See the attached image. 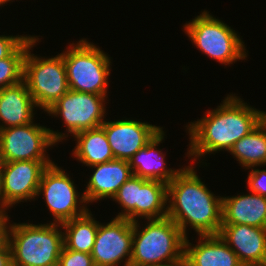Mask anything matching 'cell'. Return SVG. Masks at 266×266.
<instances>
[{"instance_id":"2e32d148","label":"cell","mask_w":266,"mask_h":266,"mask_svg":"<svg viewBox=\"0 0 266 266\" xmlns=\"http://www.w3.org/2000/svg\"><path fill=\"white\" fill-rule=\"evenodd\" d=\"M91 167L96 169L83 193L87 203L113 198L118 189L133 175L129 161L126 160L114 159Z\"/></svg>"},{"instance_id":"e0dca14e","label":"cell","mask_w":266,"mask_h":266,"mask_svg":"<svg viewBox=\"0 0 266 266\" xmlns=\"http://www.w3.org/2000/svg\"><path fill=\"white\" fill-rule=\"evenodd\" d=\"M222 224L266 228V197L256 193L222 197Z\"/></svg>"},{"instance_id":"7402d4cb","label":"cell","mask_w":266,"mask_h":266,"mask_svg":"<svg viewBox=\"0 0 266 266\" xmlns=\"http://www.w3.org/2000/svg\"><path fill=\"white\" fill-rule=\"evenodd\" d=\"M99 222L94 220L89 210L82 216L61 224L65 232L64 246L67 249L90 254L98 231Z\"/></svg>"},{"instance_id":"83f0119b","label":"cell","mask_w":266,"mask_h":266,"mask_svg":"<svg viewBox=\"0 0 266 266\" xmlns=\"http://www.w3.org/2000/svg\"><path fill=\"white\" fill-rule=\"evenodd\" d=\"M29 36H0V60L9 57Z\"/></svg>"},{"instance_id":"4316f807","label":"cell","mask_w":266,"mask_h":266,"mask_svg":"<svg viewBox=\"0 0 266 266\" xmlns=\"http://www.w3.org/2000/svg\"><path fill=\"white\" fill-rule=\"evenodd\" d=\"M248 175V187L250 192L266 197V170L254 169L252 167Z\"/></svg>"},{"instance_id":"8fae6325","label":"cell","mask_w":266,"mask_h":266,"mask_svg":"<svg viewBox=\"0 0 266 266\" xmlns=\"http://www.w3.org/2000/svg\"><path fill=\"white\" fill-rule=\"evenodd\" d=\"M52 161L4 162L0 184V208L35 199L44 170Z\"/></svg>"},{"instance_id":"ac0fdd59","label":"cell","mask_w":266,"mask_h":266,"mask_svg":"<svg viewBox=\"0 0 266 266\" xmlns=\"http://www.w3.org/2000/svg\"><path fill=\"white\" fill-rule=\"evenodd\" d=\"M34 107L37 106L24 81L0 89V120L5 124L0 129L33 122Z\"/></svg>"},{"instance_id":"8992f818","label":"cell","mask_w":266,"mask_h":266,"mask_svg":"<svg viewBox=\"0 0 266 266\" xmlns=\"http://www.w3.org/2000/svg\"><path fill=\"white\" fill-rule=\"evenodd\" d=\"M184 31L198 49L221 64H232L246 59L244 42L235 30L223 21L203 11L184 25Z\"/></svg>"},{"instance_id":"836d02e7","label":"cell","mask_w":266,"mask_h":266,"mask_svg":"<svg viewBox=\"0 0 266 266\" xmlns=\"http://www.w3.org/2000/svg\"><path fill=\"white\" fill-rule=\"evenodd\" d=\"M11 0H0V6L4 5L5 3L9 2Z\"/></svg>"},{"instance_id":"484cf974","label":"cell","mask_w":266,"mask_h":266,"mask_svg":"<svg viewBox=\"0 0 266 266\" xmlns=\"http://www.w3.org/2000/svg\"><path fill=\"white\" fill-rule=\"evenodd\" d=\"M58 266H95L91 254L77 252L63 246Z\"/></svg>"},{"instance_id":"3957f363","label":"cell","mask_w":266,"mask_h":266,"mask_svg":"<svg viewBox=\"0 0 266 266\" xmlns=\"http://www.w3.org/2000/svg\"><path fill=\"white\" fill-rule=\"evenodd\" d=\"M133 222L130 266H157L184 262L185 236L169 217L149 219L142 229Z\"/></svg>"},{"instance_id":"f1b7e54d","label":"cell","mask_w":266,"mask_h":266,"mask_svg":"<svg viewBox=\"0 0 266 266\" xmlns=\"http://www.w3.org/2000/svg\"><path fill=\"white\" fill-rule=\"evenodd\" d=\"M6 209L0 208V247H3L8 242L9 226H7L8 215Z\"/></svg>"},{"instance_id":"5bb4252c","label":"cell","mask_w":266,"mask_h":266,"mask_svg":"<svg viewBox=\"0 0 266 266\" xmlns=\"http://www.w3.org/2000/svg\"><path fill=\"white\" fill-rule=\"evenodd\" d=\"M219 236L236 253L243 266L266 262V228L222 224Z\"/></svg>"},{"instance_id":"ffe728a7","label":"cell","mask_w":266,"mask_h":266,"mask_svg":"<svg viewBox=\"0 0 266 266\" xmlns=\"http://www.w3.org/2000/svg\"><path fill=\"white\" fill-rule=\"evenodd\" d=\"M74 157L86 166H94L114 160L109 142L102 126L83 130L75 135Z\"/></svg>"},{"instance_id":"6da1fadb","label":"cell","mask_w":266,"mask_h":266,"mask_svg":"<svg viewBox=\"0 0 266 266\" xmlns=\"http://www.w3.org/2000/svg\"><path fill=\"white\" fill-rule=\"evenodd\" d=\"M246 104L235 94L228 95L218 108L191 122L187 127L190 135L187 155L197 159L222 149L229 152L235 142L265 119L266 112Z\"/></svg>"},{"instance_id":"1f68e13d","label":"cell","mask_w":266,"mask_h":266,"mask_svg":"<svg viewBox=\"0 0 266 266\" xmlns=\"http://www.w3.org/2000/svg\"><path fill=\"white\" fill-rule=\"evenodd\" d=\"M3 165H4V160L2 159V157L0 155V184H1V177H2Z\"/></svg>"},{"instance_id":"277c9868","label":"cell","mask_w":266,"mask_h":266,"mask_svg":"<svg viewBox=\"0 0 266 266\" xmlns=\"http://www.w3.org/2000/svg\"><path fill=\"white\" fill-rule=\"evenodd\" d=\"M61 224H11L8 243L12 251L13 266H58L64 246Z\"/></svg>"},{"instance_id":"7a4b0ae2","label":"cell","mask_w":266,"mask_h":266,"mask_svg":"<svg viewBox=\"0 0 266 266\" xmlns=\"http://www.w3.org/2000/svg\"><path fill=\"white\" fill-rule=\"evenodd\" d=\"M167 217L187 237L188 224L198 235H218L222 225V197L214 196L193 166L184 167L167 184Z\"/></svg>"},{"instance_id":"ba28073f","label":"cell","mask_w":266,"mask_h":266,"mask_svg":"<svg viewBox=\"0 0 266 266\" xmlns=\"http://www.w3.org/2000/svg\"><path fill=\"white\" fill-rule=\"evenodd\" d=\"M64 133L33 124L0 129V155L4 162L52 161L46 149L65 139ZM62 139V140H61Z\"/></svg>"},{"instance_id":"7c38bea8","label":"cell","mask_w":266,"mask_h":266,"mask_svg":"<svg viewBox=\"0 0 266 266\" xmlns=\"http://www.w3.org/2000/svg\"><path fill=\"white\" fill-rule=\"evenodd\" d=\"M133 245V222L114 218L106 225L99 223L91 256L95 266H117L125 259L130 266Z\"/></svg>"},{"instance_id":"d6a6232c","label":"cell","mask_w":266,"mask_h":266,"mask_svg":"<svg viewBox=\"0 0 266 266\" xmlns=\"http://www.w3.org/2000/svg\"><path fill=\"white\" fill-rule=\"evenodd\" d=\"M246 266H266V262L256 263V264H249V265H246Z\"/></svg>"},{"instance_id":"d4e9b609","label":"cell","mask_w":266,"mask_h":266,"mask_svg":"<svg viewBox=\"0 0 266 266\" xmlns=\"http://www.w3.org/2000/svg\"><path fill=\"white\" fill-rule=\"evenodd\" d=\"M146 178L132 175L117 191L112 198L124 209L116 218L136 221L139 188L147 181Z\"/></svg>"},{"instance_id":"4fadbf2b","label":"cell","mask_w":266,"mask_h":266,"mask_svg":"<svg viewBox=\"0 0 266 266\" xmlns=\"http://www.w3.org/2000/svg\"><path fill=\"white\" fill-rule=\"evenodd\" d=\"M104 128L115 159L129 161L155 137L162 127L135 120L104 122Z\"/></svg>"},{"instance_id":"5b68a950","label":"cell","mask_w":266,"mask_h":266,"mask_svg":"<svg viewBox=\"0 0 266 266\" xmlns=\"http://www.w3.org/2000/svg\"><path fill=\"white\" fill-rule=\"evenodd\" d=\"M67 49L61 54L70 90L107 96L110 57L86 39Z\"/></svg>"},{"instance_id":"52a82bcc","label":"cell","mask_w":266,"mask_h":266,"mask_svg":"<svg viewBox=\"0 0 266 266\" xmlns=\"http://www.w3.org/2000/svg\"><path fill=\"white\" fill-rule=\"evenodd\" d=\"M34 43L36 41L28 47L24 57L23 81L36 106L47 111L70 88L63 55L60 53L48 59L37 57L30 51Z\"/></svg>"},{"instance_id":"d6986e66","label":"cell","mask_w":266,"mask_h":266,"mask_svg":"<svg viewBox=\"0 0 266 266\" xmlns=\"http://www.w3.org/2000/svg\"><path fill=\"white\" fill-rule=\"evenodd\" d=\"M164 136L162 129L129 160L133 175L148 180H160L168 184L181 171V169H167L161 149H156L164 140Z\"/></svg>"},{"instance_id":"603a6c76","label":"cell","mask_w":266,"mask_h":266,"mask_svg":"<svg viewBox=\"0 0 266 266\" xmlns=\"http://www.w3.org/2000/svg\"><path fill=\"white\" fill-rule=\"evenodd\" d=\"M167 183L160 180H147L139 188L137 221L167 217ZM166 207V208H165Z\"/></svg>"},{"instance_id":"cb8c5ba5","label":"cell","mask_w":266,"mask_h":266,"mask_svg":"<svg viewBox=\"0 0 266 266\" xmlns=\"http://www.w3.org/2000/svg\"><path fill=\"white\" fill-rule=\"evenodd\" d=\"M36 37V38H35ZM30 36L9 56L0 60V89L23 81V63L28 47L37 36Z\"/></svg>"},{"instance_id":"f546056e","label":"cell","mask_w":266,"mask_h":266,"mask_svg":"<svg viewBox=\"0 0 266 266\" xmlns=\"http://www.w3.org/2000/svg\"><path fill=\"white\" fill-rule=\"evenodd\" d=\"M0 266H13L12 251L8 242L0 247Z\"/></svg>"},{"instance_id":"44dd1931","label":"cell","mask_w":266,"mask_h":266,"mask_svg":"<svg viewBox=\"0 0 266 266\" xmlns=\"http://www.w3.org/2000/svg\"><path fill=\"white\" fill-rule=\"evenodd\" d=\"M229 152L246 169L266 165V118L248 135L234 143Z\"/></svg>"},{"instance_id":"9c48e42d","label":"cell","mask_w":266,"mask_h":266,"mask_svg":"<svg viewBox=\"0 0 266 266\" xmlns=\"http://www.w3.org/2000/svg\"><path fill=\"white\" fill-rule=\"evenodd\" d=\"M67 175L56 164L49 165L42 174L37 192V196L43 193L56 224L82 216L88 211L87 206H84L85 203L87 204L84 194L79 198L80 193L78 194L74 182ZM82 203H84L83 206H80Z\"/></svg>"},{"instance_id":"30bf717a","label":"cell","mask_w":266,"mask_h":266,"mask_svg":"<svg viewBox=\"0 0 266 266\" xmlns=\"http://www.w3.org/2000/svg\"><path fill=\"white\" fill-rule=\"evenodd\" d=\"M104 95L69 90L46 112L64 120L70 134L101 126L105 121Z\"/></svg>"},{"instance_id":"9a60e30c","label":"cell","mask_w":266,"mask_h":266,"mask_svg":"<svg viewBox=\"0 0 266 266\" xmlns=\"http://www.w3.org/2000/svg\"><path fill=\"white\" fill-rule=\"evenodd\" d=\"M197 245L184 242L185 266H243L236 253L218 235H199Z\"/></svg>"},{"instance_id":"4dcf8cb0","label":"cell","mask_w":266,"mask_h":266,"mask_svg":"<svg viewBox=\"0 0 266 266\" xmlns=\"http://www.w3.org/2000/svg\"><path fill=\"white\" fill-rule=\"evenodd\" d=\"M157 266H185V262H177V263L157 265Z\"/></svg>"}]
</instances>
